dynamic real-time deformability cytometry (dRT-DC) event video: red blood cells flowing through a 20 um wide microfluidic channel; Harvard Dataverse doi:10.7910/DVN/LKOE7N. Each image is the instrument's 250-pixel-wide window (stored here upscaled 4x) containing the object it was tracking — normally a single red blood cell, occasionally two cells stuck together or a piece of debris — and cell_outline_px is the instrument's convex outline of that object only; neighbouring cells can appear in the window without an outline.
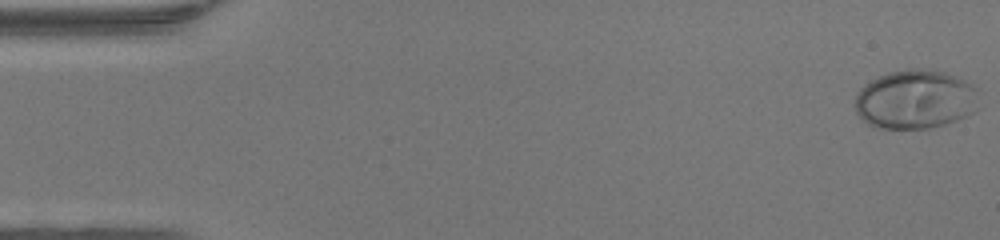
{"species": "human", "species_latin": "Homo sapiens", "temperature_condition": "warm", "stored_images_in_passage": 48, "camera_frame_rate_fps": 3000, "um_per_image_px": 0.085, "donor": {"sex": "female"}, "frame": {"image": 1, "passage_image": 1, "time_ms": 0.0, "image_size_px": [1000, 240], "cell_outline_px": [[976, 108], [972, 112], [956, 120], [944, 124], [928, 128], [880, 128], [868, 124], [856, 112], [856, 92], [864, 84], [888, 72], [908, 68], [920, 68], [944, 72], [956, 76], [972, 84], [976, 88]], "centroid_in_image_um": [77.77, 8.43], "position_along_channel_um": 7.2, "area_um2": 42.37}}
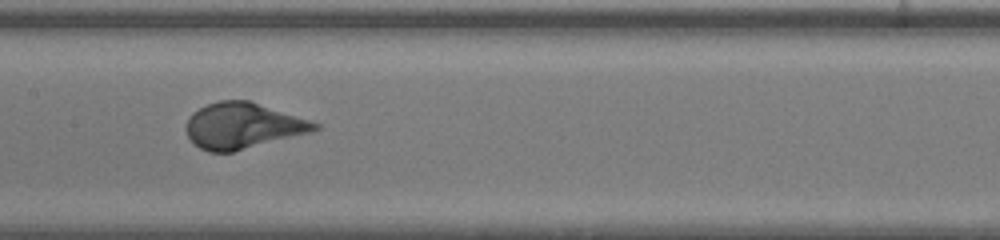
{"frame": {"image": 2, "passage_image": 24, "time_ms": 7.667, "image_size_px": [1000, 240], "cell_outline_px": [[320, 128], [312, 132], [232, 152], [208, 152], [200, 148], [188, 136], [184, 128], [188, 116], [192, 112], [208, 104], [220, 100], [248, 100], [320, 124]], "centroid_in_image_um": [20.6, 10.69], "position_along_channel_um": 186.8, "area_um2": 34.1}}
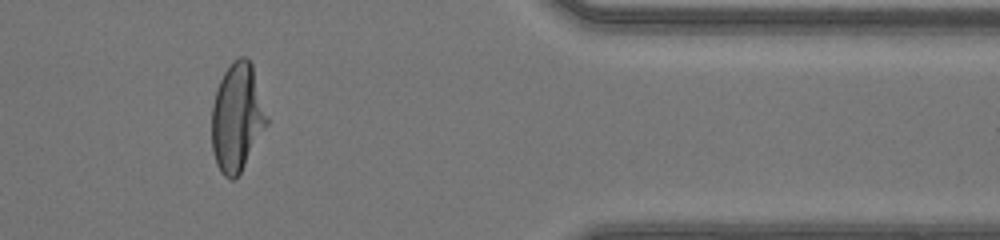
{"frame": {"image": 3, "passage_image": 40, "time_ms": 13.0, "image_size_px": [1000, 240], "cell_outline_px": [[268, 124], [240, 172], [232, 180], [224, 176], [216, 164], [212, 152], [212, 104], [216, 88], [224, 72], [232, 60], [240, 56], [244, 56], [252, 64], [268, 116]], "centroid_in_image_um": [20.14, 9.96], "position_along_channel_um": 391.3, "area_um2": 34.74}}